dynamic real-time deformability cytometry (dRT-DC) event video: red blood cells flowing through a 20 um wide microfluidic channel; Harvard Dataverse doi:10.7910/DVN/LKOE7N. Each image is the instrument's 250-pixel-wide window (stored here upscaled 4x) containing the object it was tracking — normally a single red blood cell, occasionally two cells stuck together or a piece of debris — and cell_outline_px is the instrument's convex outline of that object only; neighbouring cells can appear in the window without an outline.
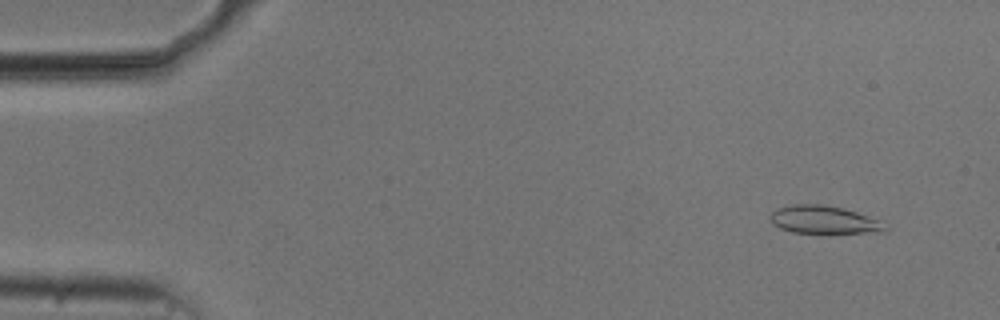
{"species": "common noctule bat (a hibernating species)", "species_latin": "Nyctalus noctula", "temperature_condition": "cold", "stored_images_in_passage": 8, "camera_frame_rate_fps": 3000, "um_per_image_px": 0.085, "animal": {"sex": "male", "body_mass_g": 20.5, "forearm_length_mm": 52.5}, "frame": {"image": 1, "passage_image": 4, "time_ms": 1.0, "image_size_px": [1000, 320], "cell_outline_px": [[888, 232], [792, 232], [780, 228], [772, 224], [768, 216], [776, 208], [796, 204], [820, 204], [844, 208], [880, 220], [888, 228]], "centroid_in_image_um": [70.01, 18.67], "position_along_channel_um": 15.0, "area_um2": 18.55}}